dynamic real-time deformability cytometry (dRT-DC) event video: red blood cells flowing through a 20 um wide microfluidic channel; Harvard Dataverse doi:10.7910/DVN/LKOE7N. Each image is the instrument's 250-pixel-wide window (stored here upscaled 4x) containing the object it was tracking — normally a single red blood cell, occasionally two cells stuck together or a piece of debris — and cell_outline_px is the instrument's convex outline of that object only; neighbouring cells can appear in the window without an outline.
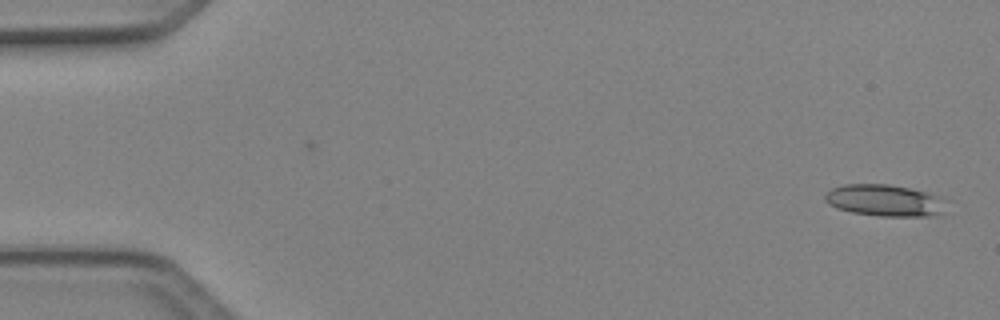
{"species": "Egyptian fruit bat (a non-hibernating species)", "species_latin": "Rousettus aegyptiacus", "temperature_condition": "cold", "stored_images_in_passage": 2, "camera_frame_rate_fps": 3000, "um_per_image_px": 0.085, "animal": {"sex": "female"}, "frame": {"image": 1, "passage_image": 2, "time_ms": 0.333, "image_size_px": [1000, 320], "cell_outline_px": [[952, 200], [944, 216], [880, 216], [852, 212], [836, 208], [824, 200], [824, 196], [832, 188], [844, 184], [888, 184], [908, 188], [940, 196]], "centroid_in_image_um": [75.35, 17.05], "position_along_channel_um": 9.6, "area_um2": 23.0}}